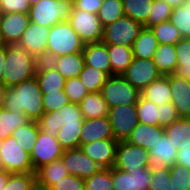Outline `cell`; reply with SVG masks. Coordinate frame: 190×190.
I'll return each instance as SVG.
<instances>
[{
    "mask_svg": "<svg viewBox=\"0 0 190 190\" xmlns=\"http://www.w3.org/2000/svg\"><path fill=\"white\" fill-rule=\"evenodd\" d=\"M164 132L178 150L190 145V118L179 117L176 121L164 127Z\"/></svg>",
    "mask_w": 190,
    "mask_h": 190,
    "instance_id": "27",
    "label": "cell"
},
{
    "mask_svg": "<svg viewBox=\"0 0 190 190\" xmlns=\"http://www.w3.org/2000/svg\"><path fill=\"white\" fill-rule=\"evenodd\" d=\"M159 126L166 127L176 121L180 116L172 102L161 104L158 107Z\"/></svg>",
    "mask_w": 190,
    "mask_h": 190,
    "instance_id": "52",
    "label": "cell"
},
{
    "mask_svg": "<svg viewBox=\"0 0 190 190\" xmlns=\"http://www.w3.org/2000/svg\"><path fill=\"white\" fill-rule=\"evenodd\" d=\"M177 70L174 74L190 81V37L175 44Z\"/></svg>",
    "mask_w": 190,
    "mask_h": 190,
    "instance_id": "34",
    "label": "cell"
},
{
    "mask_svg": "<svg viewBox=\"0 0 190 190\" xmlns=\"http://www.w3.org/2000/svg\"><path fill=\"white\" fill-rule=\"evenodd\" d=\"M30 22L28 13H5L0 15V28L6 45L18 44Z\"/></svg>",
    "mask_w": 190,
    "mask_h": 190,
    "instance_id": "15",
    "label": "cell"
},
{
    "mask_svg": "<svg viewBox=\"0 0 190 190\" xmlns=\"http://www.w3.org/2000/svg\"><path fill=\"white\" fill-rule=\"evenodd\" d=\"M158 45V40L151 29L143 27L132 45L133 58L153 59Z\"/></svg>",
    "mask_w": 190,
    "mask_h": 190,
    "instance_id": "25",
    "label": "cell"
},
{
    "mask_svg": "<svg viewBox=\"0 0 190 190\" xmlns=\"http://www.w3.org/2000/svg\"><path fill=\"white\" fill-rule=\"evenodd\" d=\"M153 61L162 76L174 74L177 70L175 45L159 44Z\"/></svg>",
    "mask_w": 190,
    "mask_h": 190,
    "instance_id": "28",
    "label": "cell"
},
{
    "mask_svg": "<svg viewBox=\"0 0 190 190\" xmlns=\"http://www.w3.org/2000/svg\"><path fill=\"white\" fill-rule=\"evenodd\" d=\"M83 121L79 105L70 102L58 111L44 112L38 123L42 132L57 138L61 127L83 125Z\"/></svg>",
    "mask_w": 190,
    "mask_h": 190,
    "instance_id": "5",
    "label": "cell"
},
{
    "mask_svg": "<svg viewBox=\"0 0 190 190\" xmlns=\"http://www.w3.org/2000/svg\"><path fill=\"white\" fill-rule=\"evenodd\" d=\"M113 190H131L130 173L112 167Z\"/></svg>",
    "mask_w": 190,
    "mask_h": 190,
    "instance_id": "54",
    "label": "cell"
},
{
    "mask_svg": "<svg viewBox=\"0 0 190 190\" xmlns=\"http://www.w3.org/2000/svg\"><path fill=\"white\" fill-rule=\"evenodd\" d=\"M122 76L139 91H142L162 75L153 59L133 58Z\"/></svg>",
    "mask_w": 190,
    "mask_h": 190,
    "instance_id": "13",
    "label": "cell"
},
{
    "mask_svg": "<svg viewBox=\"0 0 190 190\" xmlns=\"http://www.w3.org/2000/svg\"><path fill=\"white\" fill-rule=\"evenodd\" d=\"M107 117L112 126L114 139L117 141L127 140L139 123L136 104L110 107Z\"/></svg>",
    "mask_w": 190,
    "mask_h": 190,
    "instance_id": "9",
    "label": "cell"
},
{
    "mask_svg": "<svg viewBox=\"0 0 190 190\" xmlns=\"http://www.w3.org/2000/svg\"><path fill=\"white\" fill-rule=\"evenodd\" d=\"M108 77L105 72L87 65H84L83 70L79 74V79L89 93L99 92Z\"/></svg>",
    "mask_w": 190,
    "mask_h": 190,
    "instance_id": "36",
    "label": "cell"
},
{
    "mask_svg": "<svg viewBox=\"0 0 190 190\" xmlns=\"http://www.w3.org/2000/svg\"><path fill=\"white\" fill-rule=\"evenodd\" d=\"M154 0H122L124 16L130 17L147 28V20Z\"/></svg>",
    "mask_w": 190,
    "mask_h": 190,
    "instance_id": "31",
    "label": "cell"
},
{
    "mask_svg": "<svg viewBox=\"0 0 190 190\" xmlns=\"http://www.w3.org/2000/svg\"><path fill=\"white\" fill-rule=\"evenodd\" d=\"M6 63V46L0 47V83L2 84L3 70Z\"/></svg>",
    "mask_w": 190,
    "mask_h": 190,
    "instance_id": "57",
    "label": "cell"
},
{
    "mask_svg": "<svg viewBox=\"0 0 190 190\" xmlns=\"http://www.w3.org/2000/svg\"><path fill=\"white\" fill-rule=\"evenodd\" d=\"M100 93L108 107L136 104L140 91L128 82L122 75L109 76Z\"/></svg>",
    "mask_w": 190,
    "mask_h": 190,
    "instance_id": "6",
    "label": "cell"
},
{
    "mask_svg": "<svg viewBox=\"0 0 190 190\" xmlns=\"http://www.w3.org/2000/svg\"><path fill=\"white\" fill-rule=\"evenodd\" d=\"M171 102L174 104L180 117H190V81L170 75Z\"/></svg>",
    "mask_w": 190,
    "mask_h": 190,
    "instance_id": "20",
    "label": "cell"
},
{
    "mask_svg": "<svg viewBox=\"0 0 190 190\" xmlns=\"http://www.w3.org/2000/svg\"><path fill=\"white\" fill-rule=\"evenodd\" d=\"M84 41L72 28L69 21H61L50 28L46 51L60 56L82 52Z\"/></svg>",
    "mask_w": 190,
    "mask_h": 190,
    "instance_id": "3",
    "label": "cell"
},
{
    "mask_svg": "<svg viewBox=\"0 0 190 190\" xmlns=\"http://www.w3.org/2000/svg\"><path fill=\"white\" fill-rule=\"evenodd\" d=\"M148 150L125 141H118L114 168L129 172L149 167Z\"/></svg>",
    "mask_w": 190,
    "mask_h": 190,
    "instance_id": "10",
    "label": "cell"
},
{
    "mask_svg": "<svg viewBox=\"0 0 190 190\" xmlns=\"http://www.w3.org/2000/svg\"><path fill=\"white\" fill-rule=\"evenodd\" d=\"M0 168L11 173L35 172L30 154L17 143L13 136L4 139L0 150Z\"/></svg>",
    "mask_w": 190,
    "mask_h": 190,
    "instance_id": "7",
    "label": "cell"
},
{
    "mask_svg": "<svg viewBox=\"0 0 190 190\" xmlns=\"http://www.w3.org/2000/svg\"><path fill=\"white\" fill-rule=\"evenodd\" d=\"M64 92L69 98V101L75 104H79L82 99L89 93L82 84L79 77L68 79L65 82Z\"/></svg>",
    "mask_w": 190,
    "mask_h": 190,
    "instance_id": "46",
    "label": "cell"
},
{
    "mask_svg": "<svg viewBox=\"0 0 190 190\" xmlns=\"http://www.w3.org/2000/svg\"><path fill=\"white\" fill-rule=\"evenodd\" d=\"M3 46H6L4 40H3V37H2V34H1V28H0V47H3Z\"/></svg>",
    "mask_w": 190,
    "mask_h": 190,
    "instance_id": "62",
    "label": "cell"
},
{
    "mask_svg": "<svg viewBox=\"0 0 190 190\" xmlns=\"http://www.w3.org/2000/svg\"><path fill=\"white\" fill-rule=\"evenodd\" d=\"M73 0H41L31 5L29 19L33 23L52 27L61 21H69Z\"/></svg>",
    "mask_w": 190,
    "mask_h": 190,
    "instance_id": "4",
    "label": "cell"
},
{
    "mask_svg": "<svg viewBox=\"0 0 190 190\" xmlns=\"http://www.w3.org/2000/svg\"><path fill=\"white\" fill-rule=\"evenodd\" d=\"M39 1H41V0H28L30 5H33V4H35V3L39 2Z\"/></svg>",
    "mask_w": 190,
    "mask_h": 190,
    "instance_id": "63",
    "label": "cell"
},
{
    "mask_svg": "<svg viewBox=\"0 0 190 190\" xmlns=\"http://www.w3.org/2000/svg\"><path fill=\"white\" fill-rule=\"evenodd\" d=\"M172 190H190V169L175 163L170 168Z\"/></svg>",
    "mask_w": 190,
    "mask_h": 190,
    "instance_id": "44",
    "label": "cell"
},
{
    "mask_svg": "<svg viewBox=\"0 0 190 190\" xmlns=\"http://www.w3.org/2000/svg\"><path fill=\"white\" fill-rule=\"evenodd\" d=\"M35 182V172L11 173L4 190H29Z\"/></svg>",
    "mask_w": 190,
    "mask_h": 190,
    "instance_id": "45",
    "label": "cell"
},
{
    "mask_svg": "<svg viewBox=\"0 0 190 190\" xmlns=\"http://www.w3.org/2000/svg\"><path fill=\"white\" fill-rule=\"evenodd\" d=\"M124 16L122 0H103L97 17L103 27L119 20Z\"/></svg>",
    "mask_w": 190,
    "mask_h": 190,
    "instance_id": "37",
    "label": "cell"
},
{
    "mask_svg": "<svg viewBox=\"0 0 190 190\" xmlns=\"http://www.w3.org/2000/svg\"><path fill=\"white\" fill-rule=\"evenodd\" d=\"M78 105L84 119L108 116L109 107L100 91L88 93Z\"/></svg>",
    "mask_w": 190,
    "mask_h": 190,
    "instance_id": "26",
    "label": "cell"
},
{
    "mask_svg": "<svg viewBox=\"0 0 190 190\" xmlns=\"http://www.w3.org/2000/svg\"><path fill=\"white\" fill-rule=\"evenodd\" d=\"M85 65L94 67L111 76L108 44L104 42L86 43L82 51Z\"/></svg>",
    "mask_w": 190,
    "mask_h": 190,
    "instance_id": "21",
    "label": "cell"
},
{
    "mask_svg": "<svg viewBox=\"0 0 190 190\" xmlns=\"http://www.w3.org/2000/svg\"><path fill=\"white\" fill-rule=\"evenodd\" d=\"M103 139H114L108 117L84 119L80 133V144H88Z\"/></svg>",
    "mask_w": 190,
    "mask_h": 190,
    "instance_id": "19",
    "label": "cell"
},
{
    "mask_svg": "<svg viewBox=\"0 0 190 190\" xmlns=\"http://www.w3.org/2000/svg\"><path fill=\"white\" fill-rule=\"evenodd\" d=\"M29 190H48L44 187H42L40 184H38L37 182H35L31 188Z\"/></svg>",
    "mask_w": 190,
    "mask_h": 190,
    "instance_id": "61",
    "label": "cell"
},
{
    "mask_svg": "<svg viewBox=\"0 0 190 190\" xmlns=\"http://www.w3.org/2000/svg\"><path fill=\"white\" fill-rule=\"evenodd\" d=\"M82 126H63L59 129L57 140L64 150L80 148Z\"/></svg>",
    "mask_w": 190,
    "mask_h": 190,
    "instance_id": "41",
    "label": "cell"
},
{
    "mask_svg": "<svg viewBox=\"0 0 190 190\" xmlns=\"http://www.w3.org/2000/svg\"><path fill=\"white\" fill-rule=\"evenodd\" d=\"M50 28L30 21L18 45L33 56L45 52Z\"/></svg>",
    "mask_w": 190,
    "mask_h": 190,
    "instance_id": "18",
    "label": "cell"
},
{
    "mask_svg": "<svg viewBox=\"0 0 190 190\" xmlns=\"http://www.w3.org/2000/svg\"><path fill=\"white\" fill-rule=\"evenodd\" d=\"M159 44L175 45L183 37L178 28L170 21L161 22L150 27Z\"/></svg>",
    "mask_w": 190,
    "mask_h": 190,
    "instance_id": "38",
    "label": "cell"
},
{
    "mask_svg": "<svg viewBox=\"0 0 190 190\" xmlns=\"http://www.w3.org/2000/svg\"><path fill=\"white\" fill-rule=\"evenodd\" d=\"M43 93L34 76L18 85L6 88L4 108L11 111H23L31 120L38 122L44 114Z\"/></svg>",
    "mask_w": 190,
    "mask_h": 190,
    "instance_id": "1",
    "label": "cell"
},
{
    "mask_svg": "<svg viewBox=\"0 0 190 190\" xmlns=\"http://www.w3.org/2000/svg\"><path fill=\"white\" fill-rule=\"evenodd\" d=\"M163 1L168 3L172 8L179 7L180 5L187 3L186 0H163Z\"/></svg>",
    "mask_w": 190,
    "mask_h": 190,
    "instance_id": "59",
    "label": "cell"
},
{
    "mask_svg": "<svg viewBox=\"0 0 190 190\" xmlns=\"http://www.w3.org/2000/svg\"><path fill=\"white\" fill-rule=\"evenodd\" d=\"M59 62V56L51 52L45 51L34 56L35 73L46 72L56 69Z\"/></svg>",
    "mask_w": 190,
    "mask_h": 190,
    "instance_id": "49",
    "label": "cell"
},
{
    "mask_svg": "<svg viewBox=\"0 0 190 190\" xmlns=\"http://www.w3.org/2000/svg\"><path fill=\"white\" fill-rule=\"evenodd\" d=\"M63 152L64 149L61 147L57 138L39 130L37 140L30 154L34 171L45 164L60 159Z\"/></svg>",
    "mask_w": 190,
    "mask_h": 190,
    "instance_id": "12",
    "label": "cell"
},
{
    "mask_svg": "<svg viewBox=\"0 0 190 190\" xmlns=\"http://www.w3.org/2000/svg\"><path fill=\"white\" fill-rule=\"evenodd\" d=\"M136 108L138 121L140 123L159 126V111L158 106L155 103L140 96L136 103Z\"/></svg>",
    "mask_w": 190,
    "mask_h": 190,
    "instance_id": "40",
    "label": "cell"
},
{
    "mask_svg": "<svg viewBox=\"0 0 190 190\" xmlns=\"http://www.w3.org/2000/svg\"><path fill=\"white\" fill-rule=\"evenodd\" d=\"M140 95L142 98L155 103L158 107L161 104L171 102L170 75L159 77L140 91Z\"/></svg>",
    "mask_w": 190,
    "mask_h": 190,
    "instance_id": "23",
    "label": "cell"
},
{
    "mask_svg": "<svg viewBox=\"0 0 190 190\" xmlns=\"http://www.w3.org/2000/svg\"><path fill=\"white\" fill-rule=\"evenodd\" d=\"M70 175L87 179L96 174L102 167L89 158L80 148L64 150L60 158Z\"/></svg>",
    "mask_w": 190,
    "mask_h": 190,
    "instance_id": "14",
    "label": "cell"
},
{
    "mask_svg": "<svg viewBox=\"0 0 190 190\" xmlns=\"http://www.w3.org/2000/svg\"><path fill=\"white\" fill-rule=\"evenodd\" d=\"M169 21L178 28L183 38L190 37V4L174 7Z\"/></svg>",
    "mask_w": 190,
    "mask_h": 190,
    "instance_id": "39",
    "label": "cell"
},
{
    "mask_svg": "<svg viewBox=\"0 0 190 190\" xmlns=\"http://www.w3.org/2000/svg\"><path fill=\"white\" fill-rule=\"evenodd\" d=\"M31 5L28 0H0V12L5 13H29Z\"/></svg>",
    "mask_w": 190,
    "mask_h": 190,
    "instance_id": "53",
    "label": "cell"
},
{
    "mask_svg": "<svg viewBox=\"0 0 190 190\" xmlns=\"http://www.w3.org/2000/svg\"><path fill=\"white\" fill-rule=\"evenodd\" d=\"M11 172H8L2 168H0V190H4L7 182L9 180Z\"/></svg>",
    "mask_w": 190,
    "mask_h": 190,
    "instance_id": "58",
    "label": "cell"
},
{
    "mask_svg": "<svg viewBox=\"0 0 190 190\" xmlns=\"http://www.w3.org/2000/svg\"><path fill=\"white\" fill-rule=\"evenodd\" d=\"M69 22L85 44L102 41L104 27L97 14L72 9Z\"/></svg>",
    "mask_w": 190,
    "mask_h": 190,
    "instance_id": "11",
    "label": "cell"
},
{
    "mask_svg": "<svg viewBox=\"0 0 190 190\" xmlns=\"http://www.w3.org/2000/svg\"><path fill=\"white\" fill-rule=\"evenodd\" d=\"M148 152L150 156L149 168L151 170L170 169L176 163L178 149L164 134Z\"/></svg>",
    "mask_w": 190,
    "mask_h": 190,
    "instance_id": "17",
    "label": "cell"
},
{
    "mask_svg": "<svg viewBox=\"0 0 190 190\" xmlns=\"http://www.w3.org/2000/svg\"><path fill=\"white\" fill-rule=\"evenodd\" d=\"M176 163L190 169V145L178 150Z\"/></svg>",
    "mask_w": 190,
    "mask_h": 190,
    "instance_id": "56",
    "label": "cell"
},
{
    "mask_svg": "<svg viewBox=\"0 0 190 190\" xmlns=\"http://www.w3.org/2000/svg\"><path fill=\"white\" fill-rule=\"evenodd\" d=\"M111 76L122 75L133 60L132 47L108 44Z\"/></svg>",
    "mask_w": 190,
    "mask_h": 190,
    "instance_id": "29",
    "label": "cell"
},
{
    "mask_svg": "<svg viewBox=\"0 0 190 190\" xmlns=\"http://www.w3.org/2000/svg\"><path fill=\"white\" fill-rule=\"evenodd\" d=\"M35 77L43 94L64 90L66 79L57 69L35 73Z\"/></svg>",
    "mask_w": 190,
    "mask_h": 190,
    "instance_id": "33",
    "label": "cell"
},
{
    "mask_svg": "<svg viewBox=\"0 0 190 190\" xmlns=\"http://www.w3.org/2000/svg\"><path fill=\"white\" fill-rule=\"evenodd\" d=\"M34 76V56L18 44L6 45V63L2 84L6 88H10Z\"/></svg>",
    "mask_w": 190,
    "mask_h": 190,
    "instance_id": "2",
    "label": "cell"
},
{
    "mask_svg": "<svg viewBox=\"0 0 190 190\" xmlns=\"http://www.w3.org/2000/svg\"><path fill=\"white\" fill-rule=\"evenodd\" d=\"M42 101L45 112L58 111L66 104L70 103L64 90L43 94Z\"/></svg>",
    "mask_w": 190,
    "mask_h": 190,
    "instance_id": "47",
    "label": "cell"
},
{
    "mask_svg": "<svg viewBox=\"0 0 190 190\" xmlns=\"http://www.w3.org/2000/svg\"><path fill=\"white\" fill-rule=\"evenodd\" d=\"M143 25L130 17L123 16L117 21L107 25L103 29L102 42L105 44L122 45L132 47Z\"/></svg>",
    "mask_w": 190,
    "mask_h": 190,
    "instance_id": "8",
    "label": "cell"
},
{
    "mask_svg": "<svg viewBox=\"0 0 190 190\" xmlns=\"http://www.w3.org/2000/svg\"><path fill=\"white\" fill-rule=\"evenodd\" d=\"M68 175L69 172L61 159L45 164L35 171L36 182L46 189Z\"/></svg>",
    "mask_w": 190,
    "mask_h": 190,
    "instance_id": "24",
    "label": "cell"
},
{
    "mask_svg": "<svg viewBox=\"0 0 190 190\" xmlns=\"http://www.w3.org/2000/svg\"><path fill=\"white\" fill-rule=\"evenodd\" d=\"M48 190H85L84 179L75 175H68L52 185Z\"/></svg>",
    "mask_w": 190,
    "mask_h": 190,
    "instance_id": "51",
    "label": "cell"
},
{
    "mask_svg": "<svg viewBox=\"0 0 190 190\" xmlns=\"http://www.w3.org/2000/svg\"><path fill=\"white\" fill-rule=\"evenodd\" d=\"M131 190H149V182L151 180V169L142 168L129 171Z\"/></svg>",
    "mask_w": 190,
    "mask_h": 190,
    "instance_id": "50",
    "label": "cell"
},
{
    "mask_svg": "<svg viewBox=\"0 0 190 190\" xmlns=\"http://www.w3.org/2000/svg\"><path fill=\"white\" fill-rule=\"evenodd\" d=\"M151 175L149 190H172L170 169H153Z\"/></svg>",
    "mask_w": 190,
    "mask_h": 190,
    "instance_id": "48",
    "label": "cell"
},
{
    "mask_svg": "<svg viewBox=\"0 0 190 190\" xmlns=\"http://www.w3.org/2000/svg\"><path fill=\"white\" fill-rule=\"evenodd\" d=\"M115 139H103L88 144H80V149L102 168H111L115 163L116 147Z\"/></svg>",
    "mask_w": 190,
    "mask_h": 190,
    "instance_id": "16",
    "label": "cell"
},
{
    "mask_svg": "<svg viewBox=\"0 0 190 190\" xmlns=\"http://www.w3.org/2000/svg\"><path fill=\"white\" fill-rule=\"evenodd\" d=\"M84 65L83 53L77 52L60 56L56 69L66 80H68L79 77Z\"/></svg>",
    "mask_w": 190,
    "mask_h": 190,
    "instance_id": "32",
    "label": "cell"
},
{
    "mask_svg": "<svg viewBox=\"0 0 190 190\" xmlns=\"http://www.w3.org/2000/svg\"><path fill=\"white\" fill-rule=\"evenodd\" d=\"M164 134V127L139 122L126 141L150 150Z\"/></svg>",
    "mask_w": 190,
    "mask_h": 190,
    "instance_id": "22",
    "label": "cell"
},
{
    "mask_svg": "<svg viewBox=\"0 0 190 190\" xmlns=\"http://www.w3.org/2000/svg\"><path fill=\"white\" fill-rule=\"evenodd\" d=\"M172 7L163 0H154L147 20V28L169 21L172 13Z\"/></svg>",
    "mask_w": 190,
    "mask_h": 190,
    "instance_id": "43",
    "label": "cell"
},
{
    "mask_svg": "<svg viewBox=\"0 0 190 190\" xmlns=\"http://www.w3.org/2000/svg\"><path fill=\"white\" fill-rule=\"evenodd\" d=\"M3 142H4V139L0 137V150L2 148Z\"/></svg>",
    "mask_w": 190,
    "mask_h": 190,
    "instance_id": "64",
    "label": "cell"
},
{
    "mask_svg": "<svg viewBox=\"0 0 190 190\" xmlns=\"http://www.w3.org/2000/svg\"><path fill=\"white\" fill-rule=\"evenodd\" d=\"M85 190H113L112 167L102 168L96 174L84 180Z\"/></svg>",
    "mask_w": 190,
    "mask_h": 190,
    "instance_id": "42",
    "label": "cell"
},
{
    "mask_svg": "<svg viewBox=\"0 0 190 190\" xmlns=\"http://www.w3.org/2000/svg\"><path fill=\"white\" fill-rule=\"evenodd\" d=\"M5 91L6 87L0 83V108L4 107Z\"/></svg>",
    "mask_w": 190,
    "mask_h": 190,
    "instance_id": "60",
    "label": "cell"
},
{
    "mask_svg": "<svg viewBox=\"0 0 190 190\" xmlns=\"http://www.w3.org/2000/svg\"><path fill=\"white\" fill-rule=\"evenodd\" d=\"M31 120L23 111H11L6 108H0V137L5 139L12 136V133L19 128L28 124Z\"/></svg>",
    "mask_w": 190,
    "mask_h": 190,
    "instance_id": "30",
    "label": "cell"
},
{
    "mask_svg": "<svg viewBox=\"0 0 190 190\" xmlns=\"http://www.w3.org/2000/svg\"><path fill=\"white\" fill-rule=\"evenodd\" d=\"M39 130V123L36 121H30L28 124L17 128L12 133V136L27 153L31 154L32 148L37 140Z\"/></svg>",
    "mask_w": 190,
    "mask_h": 190,
    "instance_id": "35",
    "label": "cell"
},
{
    "mask_svg": "<svg viewBox=\"0 0 190 190\" xmlns=\"http://www.w3.org/2000/svg\"><path fill=\"white\" fill-rule=\"evenodd\" d=\"M102 4L103 0H73L72 9H80L97 14Z\"/></svg>",
    "mask_w": 190,
    "mask_h": 190,
    "instance_id": "55",
    "label": "cell"
}]
</instances>
